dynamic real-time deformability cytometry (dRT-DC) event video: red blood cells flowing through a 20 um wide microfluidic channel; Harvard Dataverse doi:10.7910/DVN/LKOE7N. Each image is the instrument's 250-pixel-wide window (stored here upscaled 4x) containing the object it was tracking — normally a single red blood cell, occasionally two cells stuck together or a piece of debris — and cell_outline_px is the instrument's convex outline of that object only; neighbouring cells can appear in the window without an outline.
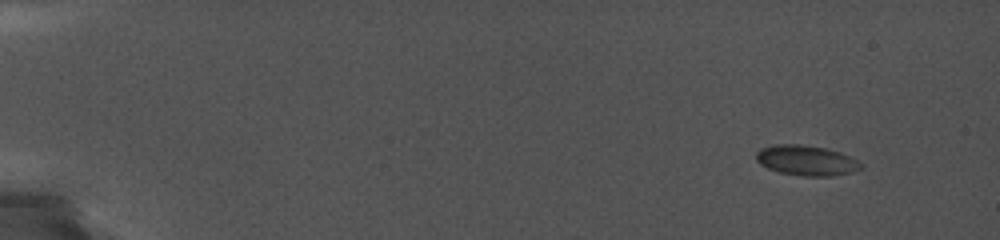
{"species": "common noctule bat (a hibernating species)", "species_latin": "Nyctalus noctula", "temperature_condition": "cold", "stored_images_in_passage": 38, "camera_frame_rate_fps": 5000, "um_per_image_px": 0.085, "animal": {"sex": "female", "body_mass_g": 19.0, "forearm_length_mm": 56.7}, "frame": {"image": 1, "passage_image": 1, "time_ms": 0.0, "image_size_px": [1000, 240], "cell_outline_px": [[864, 168], [852, 172], [832, 176], [804, 176], [780, 172], [768, 168], [760, 164], [756, 160], [756, 152], [760, 148], [776, 144], [800, 144], [824, 148], [840, 152], [856, 160]], "centroid_in_image_um": [68.52, 13.63], "position_along_channel_um": 16.5, "area_um2": 18.32}}
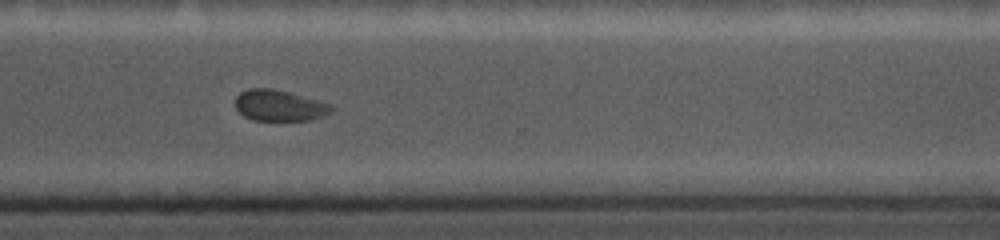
{"frame": {"image": 2, "passage_image": 31, "time_ms": 13.0, "image_size_px": [1000, 240], "cell_outline_px": [[332, 112], [324, 116], [312, 120], [252, 120], [244, 116], [236, 108], [236, 96], [240, 92], [248, 88], [272, 88], [288, 92], [332, 104]], "centroid_in_image_um": [23.75, 8.97], "position_along_channel_um": 346.9, "area_um2": 17.4}}
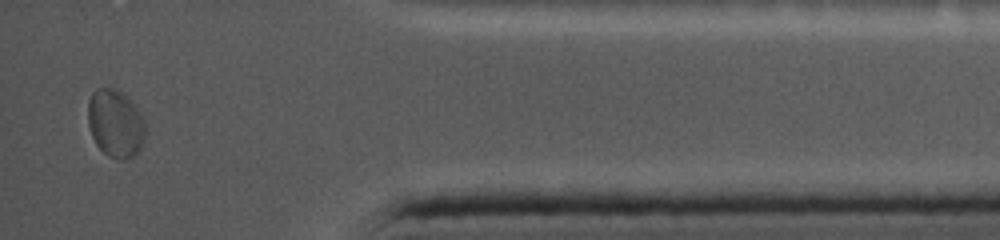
{"frame": {"image": 3, "passage_image": 37, "time_ms": 15.6, "image_size_px": [1000, 240], "cell_outline_px": [[144, 140], [140, 148], [132, 156], [120, 160], [108, 156], [96, 144], [92, 136], [88, 124], [88, 100], [92, 92], [96, 88], [112, 88], [120, 92], [132, 104], [144, 120]], "centroid_in_image_um": [9.77, 10.5], "position_along_channel_um": 425.4, "area_um2": 22.2}}